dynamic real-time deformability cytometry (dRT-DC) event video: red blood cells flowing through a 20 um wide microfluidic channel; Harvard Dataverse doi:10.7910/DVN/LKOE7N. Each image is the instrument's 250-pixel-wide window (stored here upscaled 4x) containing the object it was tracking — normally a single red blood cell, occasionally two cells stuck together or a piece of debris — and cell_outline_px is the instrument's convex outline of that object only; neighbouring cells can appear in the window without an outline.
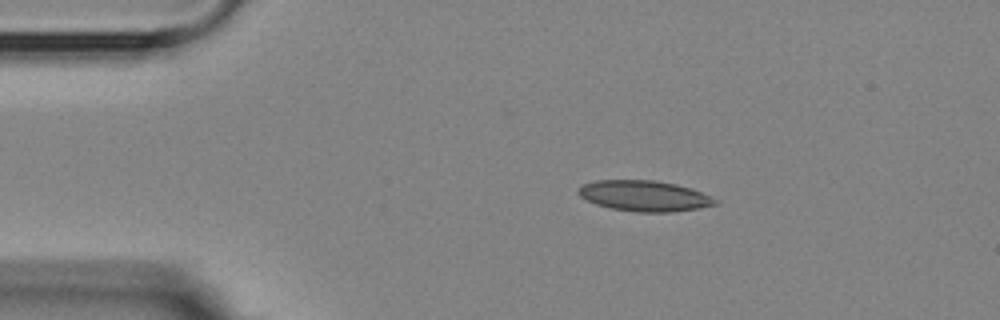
{"species": "Egyptian fruit bat (a non-hibernating species)", "species_latin": "Rousettus aegyptiacus", "temperature_condition": "room temperature", "stored_images_in_passage": 3, "camera_frame_rate_fps": 3000, "um_per_image_px": 0.085, "animal": {"sex": "female"}, "frame": {"image": 1, "passage_image": 2, "time_ms": 1.333, "image_size_px": [1000, 320], "cell_outline_px": [[720, 200], [716, 204], [696, 208], [672, 212], [636, 212], [612, 208], [596, 204], [580, 196], [576, 192], [580, 184], [596, 180], [652, 180], [676, 184], [700, 192]], "centroid_in_image_um": [54.72, 16.64], "position_along_channel_um": 30.3, "area_um2": 24.33}}